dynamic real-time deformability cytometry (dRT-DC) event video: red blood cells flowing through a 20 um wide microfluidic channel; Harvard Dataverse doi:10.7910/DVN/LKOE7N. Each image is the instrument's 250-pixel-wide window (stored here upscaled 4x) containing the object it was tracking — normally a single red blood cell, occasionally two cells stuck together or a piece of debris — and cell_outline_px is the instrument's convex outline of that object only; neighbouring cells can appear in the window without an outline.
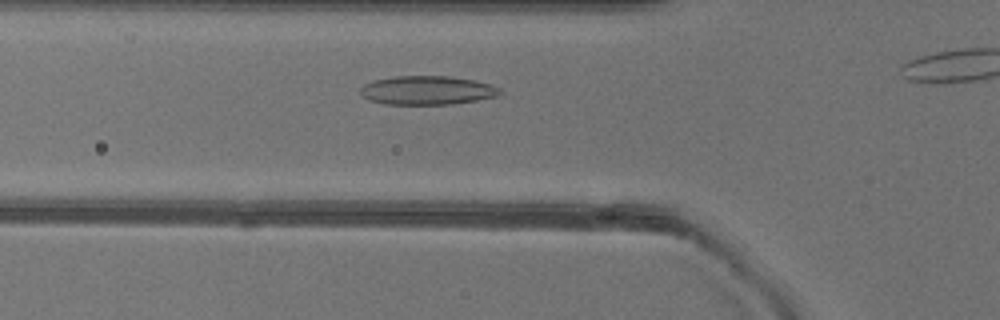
{"species": "common noctule bat (a hibernating species)", "species_latin": "Nyctalus noctula", "temperature_condition": "warm", "stored_images_in_passage": 32, "camera_frame_rate_fps": 3000, "um_per_image_px": 0.085, "animal": {"sex": "female"}, "frame": {"image": 1, "passage_image": 9, "time_ms": 2.667, "image_size_px": [1000, 320], "cell_outline_px": [[504, 92], [500, 96], [452, 104], [388, 104], [368, 100], [360, 92], [360, 88], [364, 84], [372, 80], [396, 76], [448, 76], [476, 80], [492, 84], [500, 88]], "centroid_in_image_um": [36.36, 7.67], "position_along_channel_um": 89.4, "area_um2": 23.64}}
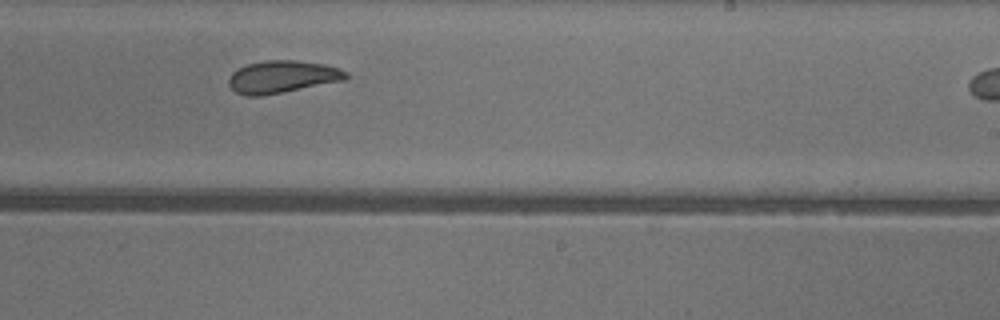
{"frame": {"image": 2, "passage_image": 22, "time_ms": 7.0, "image_size_px": [1000, 320], "cell_outline_px": [[348, 80], [260, 96], [248, 96], [236, 92], [228, 84], [228, 80], [232, 72], [248, 64], [264, 60], [296, 60], [324, 64], [340, 68], [348, 72]], "centroid_in_image_um": [24.04, 6.52], "position_along_channel_um": 265.0, "area_um2": 22.2}}
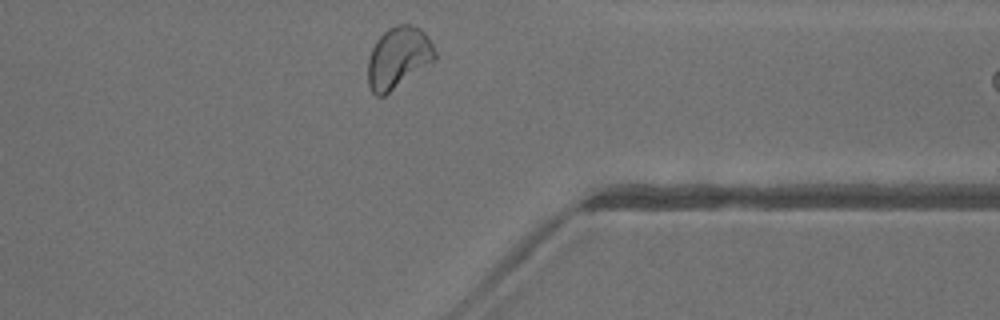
{"frame": {"image": 3, "passage_image": 31, "time_ms": 10.0, "image_size_px": [1000, 320], "cell_outline_px": [[436, 60], [384, 96], [376, 96], [372, 92], [368, 84], [368, 60], [372, 48], [376, 40], [388, 28], [396, 24], [412, 24], [420, 28], [428, 36], [436, 52]], "centroid_in_image_um": [33.86, 4.89], "position_along_channel_um": 377.5, "area_um2": 24.16}}